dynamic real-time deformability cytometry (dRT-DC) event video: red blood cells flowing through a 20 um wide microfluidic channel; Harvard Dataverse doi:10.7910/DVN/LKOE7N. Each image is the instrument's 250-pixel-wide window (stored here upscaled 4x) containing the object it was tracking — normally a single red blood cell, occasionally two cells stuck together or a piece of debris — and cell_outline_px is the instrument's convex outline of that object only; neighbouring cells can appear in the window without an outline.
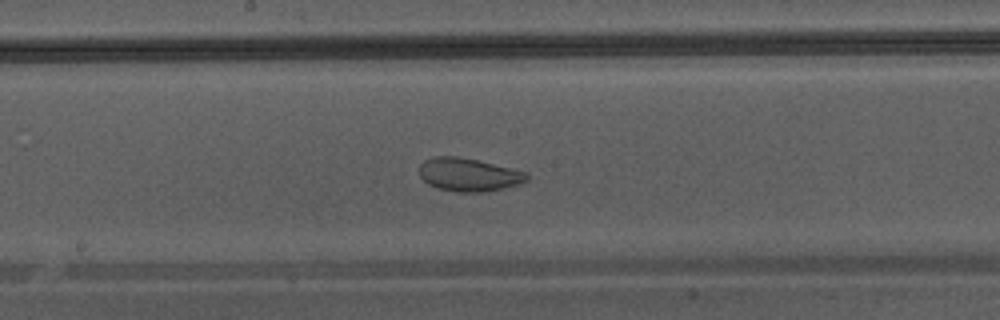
{"species": "Egyptian fruit bat (a non-hibernating species)", "species_latin": "Rousettus aegyptiacus", "temperature_condition": "warm", "stored_images_in_passage": 34, "camera_frame_rate_fps": 3000, "um_per_image_px": 0.085, "animal": {"sex": "male"}, "frame": {"image": 1, "passage_image": 15, "time_ms": 4.667, "image_size_px": [1000, 320], "cell_outline_px": [[528, 180], [520, 184], [504, 188], [484, 192], [456, 192], [436, 188], [428, 184], [420, 176], [420, 164], [424, 160], [432, 156], [456, 156], [476, 160], [528, 172]], "centroid_in_image_um": [39.83, 14.85], "position_along_channel_um": 208.4, "area_um2": 20.87}}